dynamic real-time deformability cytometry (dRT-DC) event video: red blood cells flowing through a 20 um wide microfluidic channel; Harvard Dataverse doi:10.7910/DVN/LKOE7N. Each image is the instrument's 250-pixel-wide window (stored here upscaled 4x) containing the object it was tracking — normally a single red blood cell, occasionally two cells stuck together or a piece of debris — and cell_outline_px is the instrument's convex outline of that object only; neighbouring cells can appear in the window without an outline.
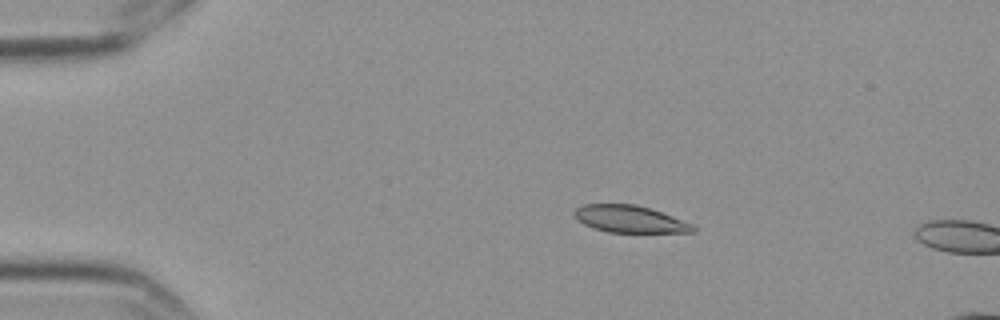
{"species": "Egyptian fruit bat (a non-hibernating species)", "species_latin": "Rousettus aegyptiacus", "temperature_condition": "cold", "stored_images_in_passage": 5, "camera_frame_rate_fps": 3000, "um_per_image_px": 0.085, "frame": {"image": 1, "passage_image": 4, "time_ms": 1.0, "image_size_px": [1000, 320], "cell_outline_px": [[696, 232], [608, 232], [584, 224], [572, 216], [572, 212], [576, 208], [584, 204], [636, 204], [672, 216], [692, 224], [696, 228]], "centroid_in_image_um": [53.49, 18.61], "position_along_channel_um": 31.5, "area_um2": 18.55}}